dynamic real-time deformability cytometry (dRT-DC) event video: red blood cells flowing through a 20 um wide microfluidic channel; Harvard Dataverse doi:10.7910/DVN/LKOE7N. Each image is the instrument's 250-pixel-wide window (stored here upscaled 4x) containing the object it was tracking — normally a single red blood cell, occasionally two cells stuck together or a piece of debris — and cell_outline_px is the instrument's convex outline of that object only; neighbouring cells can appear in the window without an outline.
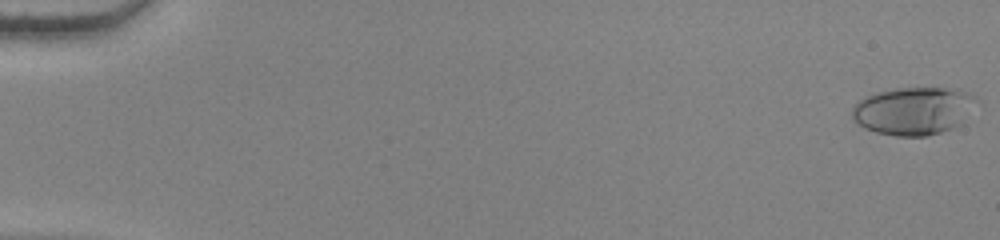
{"species": "human", "species_latin": "Homo sapiens", "temperature_condition": "warm", "stored_images_in_passage": 55, "camera_frame_rate_fps": 3000, "um_per_image_px": 0.085, "donor": {"sex": "female"}, "frame": {"image": 1, "passage_image": 1, "time_ms": 0.0, "image_size_px": [1000, 240], "cell_outline_px": [[984, 104], [960, 124], [952, 128], [940, 132], [924, 136], [896, 136], [876, 132], [864, 128], [852, 116], [852, 108], [864, 96], [876, 92], [892, 88], [960, 88], [976, 96]], "centroid_in_image_um": [77.78, 9.39], "position_along_channel_um": 7.2, "area_um2": 35.49}}
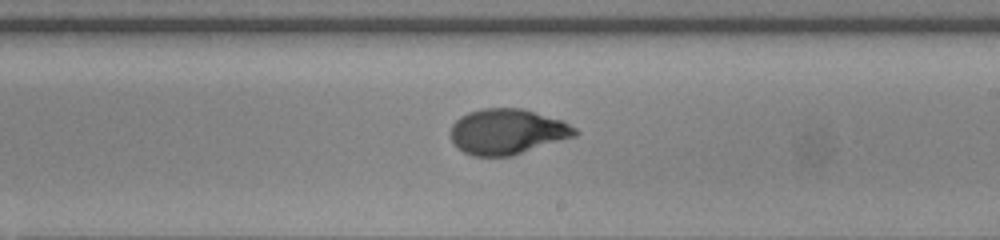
{"frame": {"image": 2, "passage_image": 34, "time_ms": 11.0, "image_size_px": [1000, 240], "cell_outline_px": [[580, 132], [576, 136], [512, 156], [472, 156], [464, 152], [448, 136], [452, 124], [460, 116], [468, 112], [484, 108], [524, 108], [560, 120], [576, 128]], "centroid_in_image_um": [43.11, 11.19], "position_along_channel_um": 245.9, "area_um2": 33.06}}
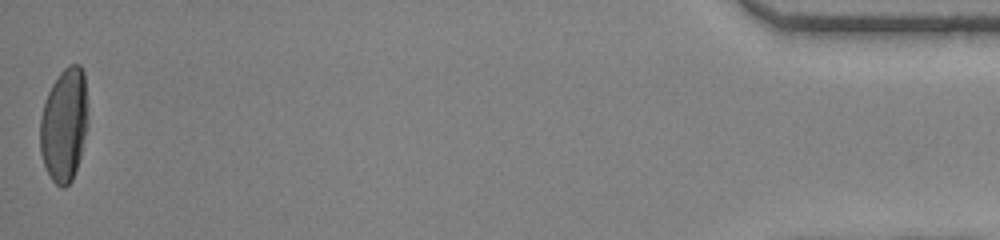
{"frame": {"image": 3, "passage_image": 55, "time_ms": 18.0, "image_size_px": [1000, 240], "cell_outline_px": [[88, 124], [80, 156], [72, 180], [64, 188], [60, 188], [52, 180], [44, 164], [40, 152], [40, 120], [44, 104], [48, 92], [52, 84], [60, 72], [68, 64], [80, 64], [84, 72], [88, 120]], "centroid_in_image_um": [5.46, 10.59], "position_along_channel_um": 429.7, "area_um2": 31.67}, "authors_computed_cell_mechanics": {"area_um2": 32.2524, "velocity_mm_per_s": 3.8543, "shape_relaxation_time_tau1_ms": 6.3146, "shape_relaxation_time_tau2_ms": null, "deformation_change_tau1": 0.2584, "deformation_change_tau2": null}}